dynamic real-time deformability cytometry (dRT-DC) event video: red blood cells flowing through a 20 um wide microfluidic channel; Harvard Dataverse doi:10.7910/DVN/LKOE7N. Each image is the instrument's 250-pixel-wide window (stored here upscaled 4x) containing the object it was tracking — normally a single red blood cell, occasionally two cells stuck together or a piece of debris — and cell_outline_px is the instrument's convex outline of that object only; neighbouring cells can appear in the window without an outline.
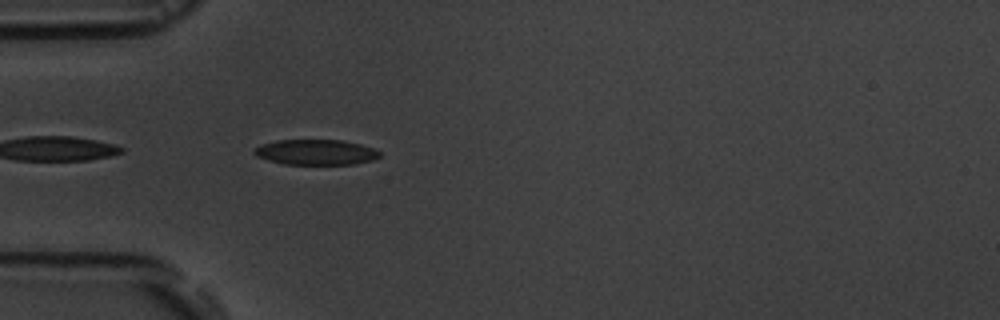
{"species": "common noctule bat (a hibernating species)", "species_latin": "Nyctalus noctula", "temperature_condition": "room temperature", "stored_images_in_passage": 4, "camera_frame_rate_fps": 3000, "um_per_image_px": 0.085, "animal": {"sex": "male", "body_mass_g": 19.5, "forearm_length_mm": 54.6}, "frame": {"image": 1, "passage_image": 4, "time_ms": 3.333, "image_size_px": [1000, 320], "cell_outline_px": [[380, 156], [372, 160], [352, 164], [284, 164], [268, 160], [256, 156], [252, 152], [260, 144], [276, 140], [344, 140], [360, 144], [372, 148], [380, 152]], "centroid_in_image_um": [26.82, 12.93], "position_along_channel_um": 58.2, "area_um2": 18.5}}